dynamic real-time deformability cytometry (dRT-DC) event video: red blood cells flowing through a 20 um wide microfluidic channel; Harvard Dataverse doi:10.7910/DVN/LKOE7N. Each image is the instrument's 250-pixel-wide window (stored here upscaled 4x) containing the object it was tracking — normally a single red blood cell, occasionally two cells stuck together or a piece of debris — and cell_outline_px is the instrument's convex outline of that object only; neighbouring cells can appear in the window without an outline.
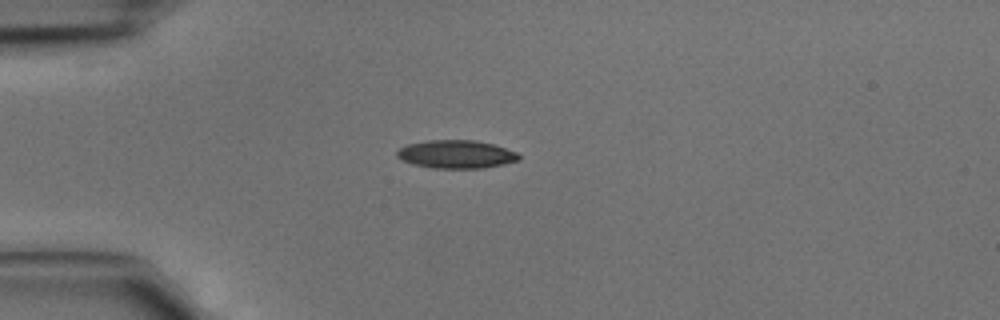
{"species": "common noctule bat (a hibernating species)", "species_latin": "Nyctalus noctula", "temperature_condition": "cold", "stored_images_in_passage": 34, "camera_frame_rate_fps": 3000, "um_per_image_px": 0.085, "animal": {"sex": "male", "body_mass_g": 15.6}, "frame": {"image": 1, "passage_image": 1, "time_ms": 0.0, "image_size_px": [1000, 320], "cell_outline_px": [[520, 160], [504, 164], [484, 168], [432, 168], [412, 164], [396, 156], [396, 152], [400, 148], [408, 144], [428, 140], [476, 140], [492, 144], [516, 152], [520, 156]], "centroid_in_image_um": [38.78, 13.11], "position_along_channel_um": 46.2, "area_um2": 19.94}}
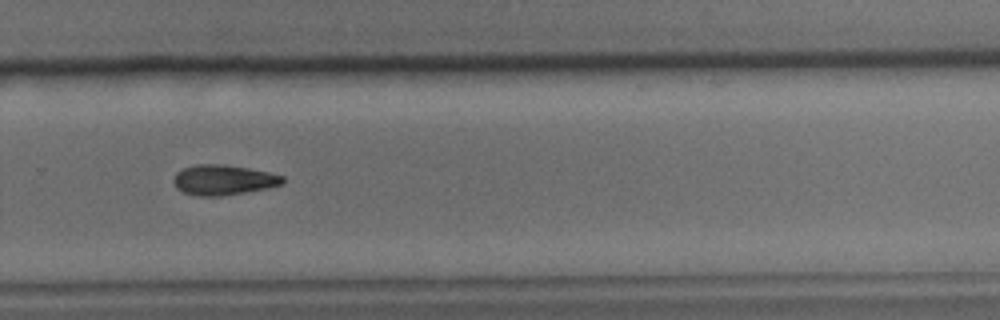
{"frame": {"image": 2, "passage_image": 20, "time_ms": 6.333, "image_size_px": [1000, 320], "cell_outline_px": [[284, 184], [244, 192], [220, 196], [200, 196], [184, 192], [176, 188], [172, 180], [176, 172], [184, 168], [196, 164], [224, 164], [248, 168], [268, 172], [284, 176]], "centroid_in_image_um": [18.96, 15.28], "position_along_channel_um": 310.8, "area_um2": 19.07}}
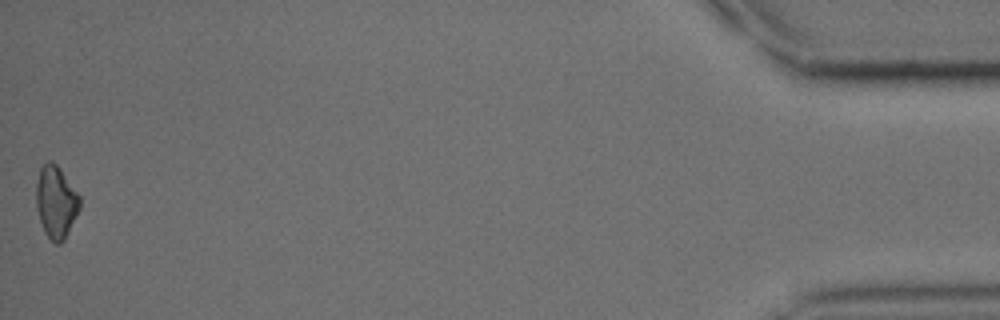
{"frame": {"image": 3, "passage_image": 34, "time_ms": 11.0, "image_size_px": [1000, 320], "cell_outline_px": [[80, 208], [64, 240], [60, 244], [56, 244], [44, 232], [36, 208], [36, 184], [40, 168], [48, 160], [56, 164], [60, 168], [80, 196]], "centroid_in_image_um": [4.75, 17.16], "position_along_channel_um": 430.4, "area_um2": 18.26}}